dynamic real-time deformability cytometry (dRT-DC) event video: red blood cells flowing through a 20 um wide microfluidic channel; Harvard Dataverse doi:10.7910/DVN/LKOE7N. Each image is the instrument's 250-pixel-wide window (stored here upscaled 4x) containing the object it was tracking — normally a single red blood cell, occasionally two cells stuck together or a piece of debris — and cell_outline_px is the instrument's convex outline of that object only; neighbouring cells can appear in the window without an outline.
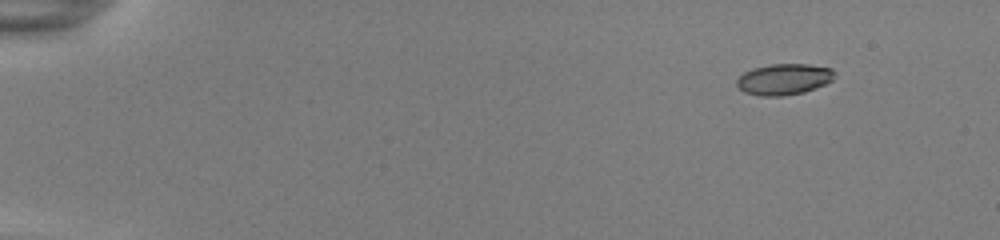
{"species": "common noctule bat (a hibernating species)", "species_latin": "Nyctalus noctula", "temperature_condition": "room temperature", "stored_images_in_passage": 49, "camera_frame_rate_fps": 3000, "um_per_image_px": 0.085, "animal": {"sex": "female", "body_mass_g": 22.0, "forearm_length_mm": 56.7}, "frame": {"image": 1, "passage_image": 1, "time_ms": 0.0, "image_size_px": [1000, 240], "cell_outline_px": [[836, 72], [832, 80], [816, 88], [804, 92], [780, 96], [760, 96], [744, 92], [736, 84], [736, 80], [744, 72], [752, 68], [772, 64], [808, 64], [832, 68]], "centroid_in_image_um": [66.64, 6.73], "position_along_channel_um": 18.4, "area_um2": 17.74}}
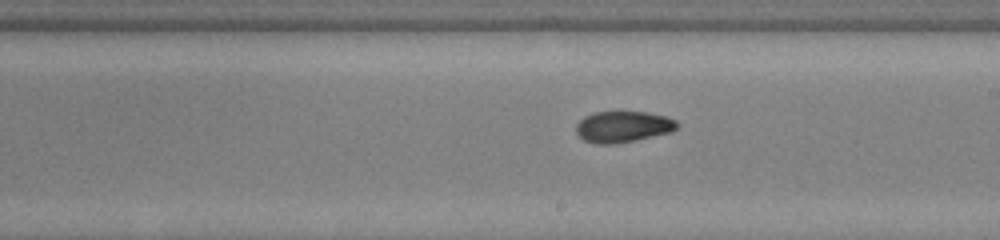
{"frame": {"image": 2, "passage_image": 28, "time_ms": 9.0, "image_size_px": [1000, 240], "cell_outline_px": [[680, 124], [672, 132], [636, 140], [612, 144], [596, 144], [584, 140], [576, 132], [576, 124], [584, 116], [592, 112], [648, 112], [668, 116], [676, 120]], "centroid_in_image_um": [52.98, 10.76], "position_along_channel_um": 236.0, "area_um2": 18.55}}
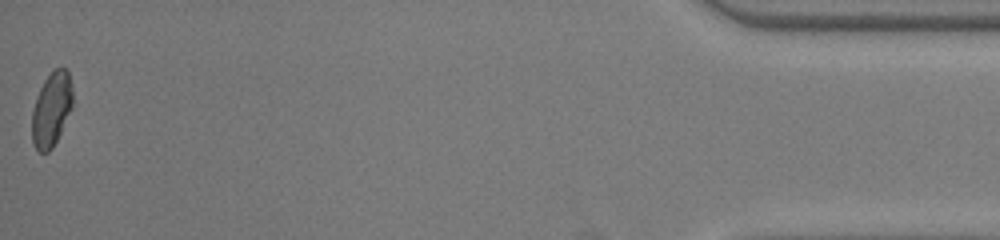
{"frame": {"image": 3, "passage_image": 49, "time_ms": 16.0, "image_size_px": [1000, 240], "cell_outline_px": [[72, 108], [52, 148], [48, 152], [40, 152], [32, 144], [32, 112], [36, 96], [44, 80], [56, 68], [64, 68], [68, 72], [72, 88]], "centroid_in_image_um": [4.36, 9.3], "position_along_channel_um": 430.8, "area_um2": 17.4}, "authors_computed_cell_mechanics": {"area_um2": 18.207, "velocity_mm_per_s": 3.89, "shape_relaxation_time_tau1_ms": 5.3542, "shape_relaxation_time_tau2_ms": 2.6811, "deformation_change_tau1": 0.21, "deformation_change_tau2": 0.0717}}